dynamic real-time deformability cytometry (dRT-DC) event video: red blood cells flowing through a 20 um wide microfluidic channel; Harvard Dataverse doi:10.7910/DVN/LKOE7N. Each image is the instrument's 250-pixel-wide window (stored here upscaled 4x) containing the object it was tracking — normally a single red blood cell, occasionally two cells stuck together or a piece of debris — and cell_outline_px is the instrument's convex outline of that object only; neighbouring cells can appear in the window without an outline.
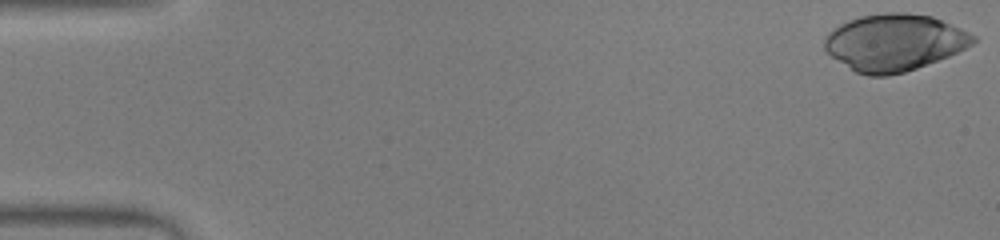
{"species": "human", "species_latin": "Homo sapiens", "temperature_condition": "warm", "stored_images_in_passage": 15, "camera_frame_rate_fps": 3000, "um_per_image_px": 0.085, "donor": {"sex": "male"}, "frame": {"image": 1, "passage_image": 1, "time_ms": 0.0, "image_size_px": [1000, 240], "cell_outline_px": [[976, 40], [972, 44], [948, 56], [916, 68], [904, 72], [888, 76], [868, 76], [856, 72], [832, 56], [824, 48], [824, 36], [832, 28], [848, 20], [860, 16], [884, 12], [904, 12], [932, 16], [960, 28], [976, 36]], "centroid_in_image_um": [75.98, 3.6], "position_along_channel_um": 9.0, "area_um2": 49.01}}